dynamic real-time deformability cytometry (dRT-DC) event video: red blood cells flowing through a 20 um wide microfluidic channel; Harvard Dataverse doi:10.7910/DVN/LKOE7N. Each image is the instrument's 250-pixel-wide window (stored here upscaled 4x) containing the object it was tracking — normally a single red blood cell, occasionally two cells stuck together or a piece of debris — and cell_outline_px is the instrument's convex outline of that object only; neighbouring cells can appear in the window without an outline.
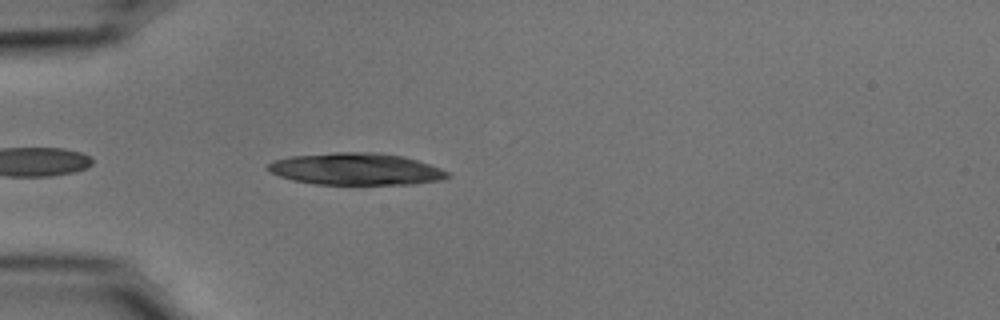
{"species": "common noctule bat (a hibernating species)", "species_latin": "Nyctalus noctula", "temperature_condition": "cold", "stored_images_in_passage": 27, "camera_frame_rate_fps": 3000, "um_per_image_px": 0.085, "animal": {"sex": "male", "body_mass_g": 15.6}, "frame": {"image": 1, "passage_image": 3, "time_ms": 0.667, "image_size_px": [1000, 320], "cell_outline_px": [[452, 176], [440, 180], [412, 184], [316, 184], [292, 180], [280, 176], [264, 168], [272, 160], [288, 156], [336, 152], [376, 152], [404, 156], [440, 168], [448, 172]], "centroid_in_image_um": [30.22, 14.36], "position_along_channel_um": 54.8, "area_um2": 33.52}}
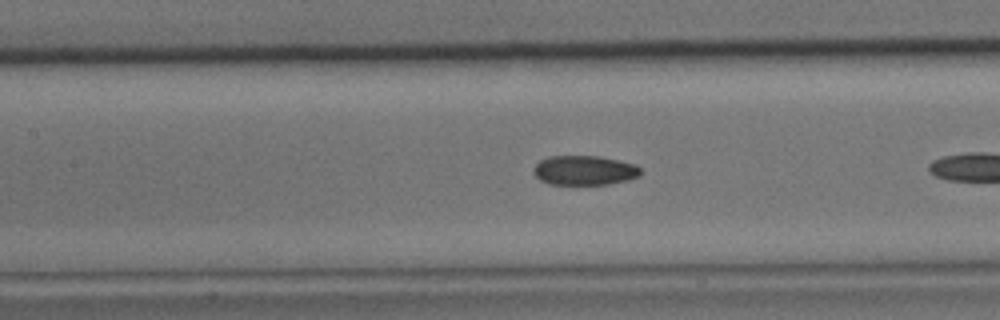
{"frame": {"image": 2, "passage_image": 9, "time_ms": 2.667, "image_size_px": [1000, 320], "cell_outline_px": [[640, 176], [628, 180], [608, 184], [548, 184], [540, 180], [532, 172], [532, 168], [540, 160], [548, 156], [600, 156], [636, 164], [640, 168]], "centroid_in_image_um": [49.66, 14.47], "position_along_channel_um": 157.7, "area_um2": 18.55}}
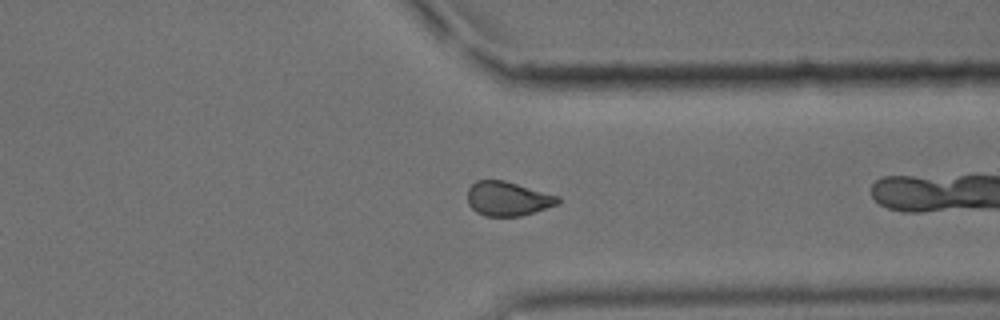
{"frame": {"image": 3, "passage_image": 26, "time_ms": 8.333, "image_size_px": [1000, 320], "cell_outline_px": [[560, 200], [556, 204], [520, 216], [484, 216], [476, 212], [468, 204], [468, 188], [476, 180], [504, 180], [560, 196]], "centroid_in_image_um": [43.12, 16.88], "position_along_channel_um": 368.3, "area_um2": 17.92}}